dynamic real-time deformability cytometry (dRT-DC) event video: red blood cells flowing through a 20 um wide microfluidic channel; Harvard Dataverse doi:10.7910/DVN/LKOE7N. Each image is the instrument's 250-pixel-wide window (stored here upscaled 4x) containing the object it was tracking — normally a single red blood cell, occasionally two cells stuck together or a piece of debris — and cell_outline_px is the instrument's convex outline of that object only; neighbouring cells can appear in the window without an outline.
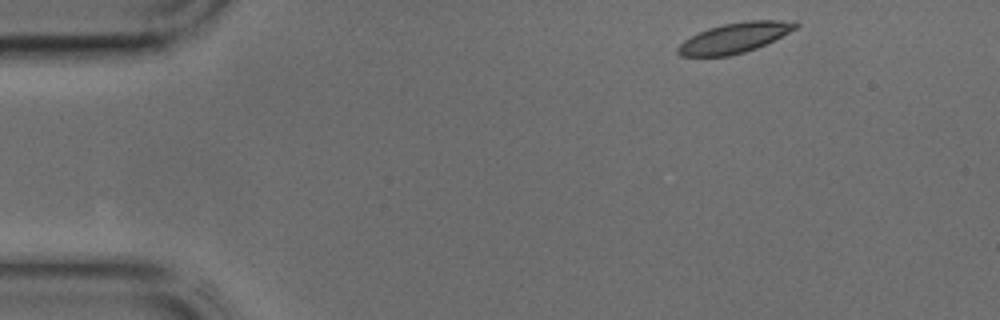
{"species": "common noctule bat (a hibernating species)", "species_latin": "Nyctalus noctula", "temperature_condition": "cold", "stored_images_in_passage": 39, "camera_frame_rate_fps": 3000, "um_per_image_px": 0.085, "animal": {"sex": "male", "body_mass_g": 17.9, "forearm_length_mm": 54.2}, "frame": {"image": 1, "passage_image": 1, "time_ms": 0.0, "image_size_px": [1000, 320], "cell_outline_px": [[800, 24], [796, 28], [756, 48], [744, 52], [728, 56], [680, 56], [676, 52], [676, 48], [684, 40], [708, 28], [724, 24], [748, 20], [796, 20]], "centroid_in_image_um": [62.44, 3.2], "position_along_channel_um": 22.6, "area_um2": 20.46}}
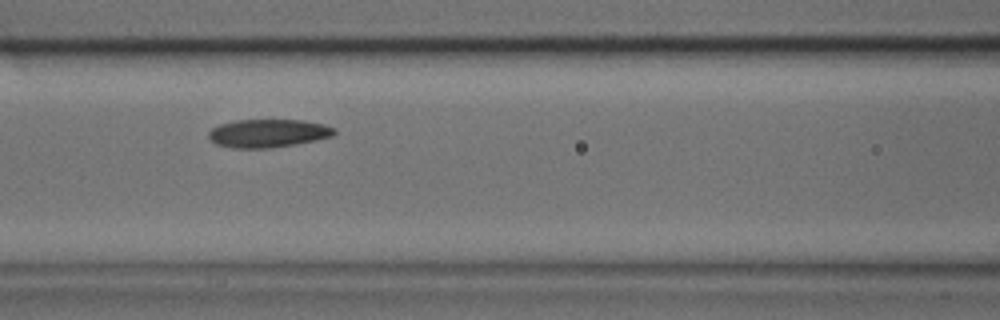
{"frame": {"image": 2, "passage_image": 14, "time_ms": 4.333, "image_size_px": [1000, 320], "cell_outline_px": [[336, 132], [332, 136], [316, 140], [296, 144], [268, 148], [232, 148], [216, 144], [208, 136], [208, 132], [212, 128], [220, 124], [236, 120], [304, 120], [324, 124], [336, 128]], "centroid_in_image_um": [22.8, 11.32], "position_along_channel_um": 143.8, "area_um2": 20.69}}
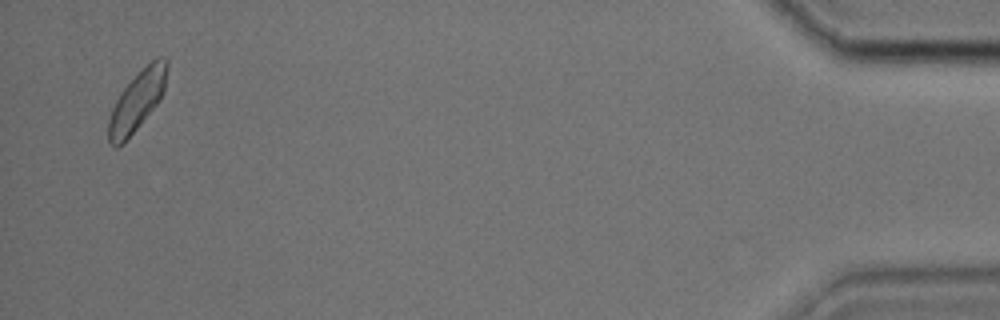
{"frame": {"image": 3, "passage_image": 38, "time_ms": 12.333, "image_size_px": [1000, 320], "cell_outline_px": [[168, 68], [164, 88], [160, 100], [136, 128], [116, 148], [108, 140], [108, 120], [112, 108], [120, 92], [156, 56], [168, 56]], "centroid_in_image_um": [11.68, 8.52], "position_along_channel_um": 423.5, "area_um2": 19.83}}